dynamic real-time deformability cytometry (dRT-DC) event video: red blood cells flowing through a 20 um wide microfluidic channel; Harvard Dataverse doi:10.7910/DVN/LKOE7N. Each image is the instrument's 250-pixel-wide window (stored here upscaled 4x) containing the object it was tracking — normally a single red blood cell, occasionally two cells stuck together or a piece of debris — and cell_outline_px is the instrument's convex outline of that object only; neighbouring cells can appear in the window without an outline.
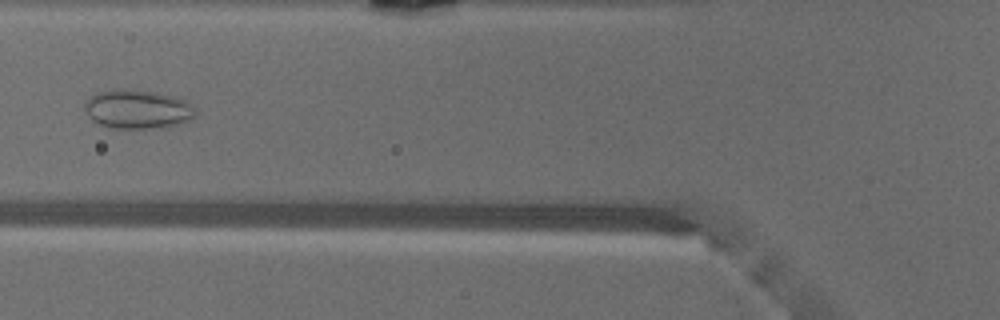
{"species": "common noctule bat (a hibernating species)", "species_latin": "Nyctalus noctula", "temperature_condition": "warm", "stored_images_in_passage": 48, "camera_frame_rate_fps": 3000, "um_per_image_px": 0.085, "animal": {"sex": "male", "body_mass_g": 18.8}, "frame": {"image": 1, "passage_image": 18, "time_ms": 5.667, "image_size_px": [1000, 320], "cell_outline_px": [[196, 112], [188, 120], [180, 124], [164, 128], [108, 128], [92, 120], [88, 116], [84, 108], [84, 100], [96, 92], [112, 88], [124, 88], [156, 92], [172, 96], [184, 100], [192, 104], [196, 108]], "centroid_in_image_um": [11.65, 9.27], "position_along_channel_um": 114.2, "area_um2": 25.61}}
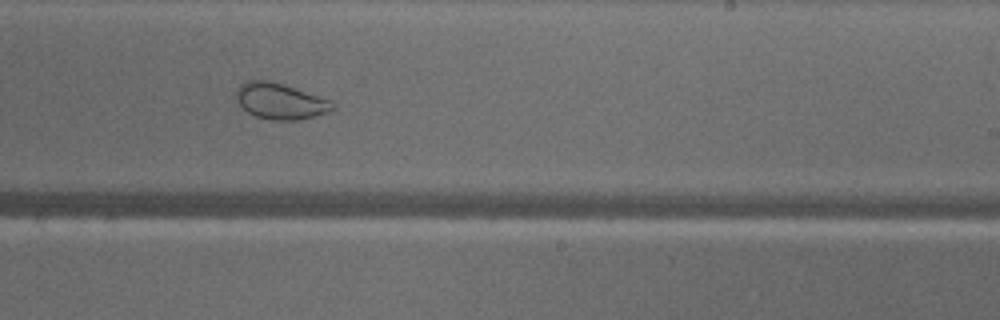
{"frame": {"image": 2, "passage_image": 29, "time_ms": 9.333, "image_size_px": [1000, 320], "cell_outline_px": [[336, 108], [328, 112], [296, 120], [272, 120], [256, 116], [248, 112], [236, 100], [236, 88], [240, 84], [248, 80], [272, 80], [284, 84], [328, 100], [336, 104]], "centroid_in_image_um": [23.79, 8.58], "position_along_channel_um": 265.2, "area_um2": 20.06}}
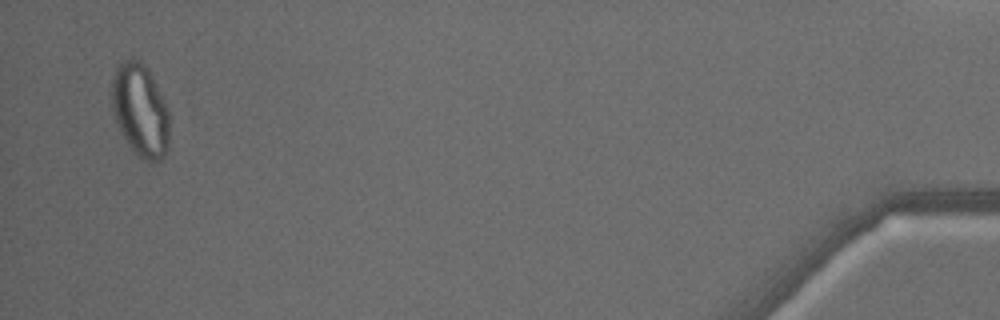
{"frame": {"image": 3, "passage_image": 47, "time_ms": 15.333, "image_size_px": [1000, 320], "cell_outline_px": [[168, 148], [164, 156], [160, 160], [152, 164], [148, 164], [132, 148], [120, 132], [112, 108], [112, 76], [116, 68], [124, 60], [140, 60], [148, 68], [164, 100], [168, 112]], "centroid_in_image_um": [11.92, 9.39], "position_along_channel_um": 423.3, "area_um2": 30.98}, "authors_computed_cell_mechanics": {"area_um2": 28.4376, "velocity_mm_per_s": 4.1232, "shape_relaxation_time_tau1_ms": null, "shape_relaxation_time_tau2_ms": 0.8251, "deformation_change_tau1": null, "deformation_change_tau2": 0.0524}}